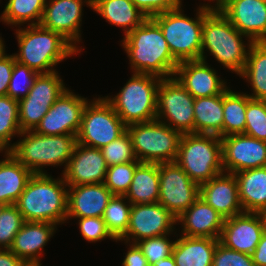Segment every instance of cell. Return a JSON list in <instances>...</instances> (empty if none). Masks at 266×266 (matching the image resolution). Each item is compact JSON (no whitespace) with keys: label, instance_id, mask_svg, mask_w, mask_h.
I'll list each match as a JSON object with an SVG mask.
<instances>
[{"label":"cell","instance_id":"8992f818","mask_svg":"<svg viewBox=\"0 0 266 266\" xmlns=\"http://www.w3.org/2000/svg\"><path fill=\"white\" fill-rule=\"evenodd\" d=\"M19 141L9 152L34 174H47L44 166H64L70 160L77 143L75 135H42L33 130L22 131Z\"/></svg>","mask_w":266,"mask_h":266},{"label":"cell","instance_id":"7402d4cb","mask_svg":"<svg viewBox=\"0 0 266 266\" xmlns=\"http://www.w3.org/2000/svg\"><path fill=\"white\" fill-rule=\"evenodd\" d=\"M113 196L104 183L68 186L66 219L103 217Z\"/></svg>","mask_w":266,"mask_h":266},{"label":"cell","instance_id":"bcb514c9","mask_svg":"<svg viewBox=\"0 0 266 266\" xmlns=\"http://www.w3.org/2000/svg\"><path fill=\"white\" fill-rule=\"evenodd\" d=\"M132 2L147 18L175 9L182 4V0H132Z\"/></svg>","mask_w":266,"mask_h":266},{"label":"cell","instance_id":"9f6ffc18","mask_svg":"<svg viewBox=\"0 0 266 266\" xmlns=\"http://www.w3.org/2000/svg\"><path fill=\"white\" fill-rule=\"evenodd\" d=\"M205 1V0H204ZM209 1V0H208ZM211 1V0H210ZM212 1H214L215 2V4H213V5H215L214 7H218L221 3H222V1L223 0H212Z\"/></svg>","mask_w":266,"mask_h":266},{"label":"cell","instance_id":"9a60e30c","mask_svg":"<svg viewBox=\"0 0 266 266\" xmlns=\"http://www.w3.org/2000/svg\"><path fill=\"white\" fill-rule=\"evenodd\" d=\"M92 9V0H46L40 26L61 34L79 52L83 5Z\"/></svg>","mask_w":266,"mask_h":266},{"label":"cell","instance_id":"f35d334b","mask_svg":"<svg viewBox=\"0 0 266 266\" xmlns=\"http://www.w3.org/2000/svg\"><path fill=\"white\" fill-rule=\"evenodd\" d=\"M244 134L266 141V100L250 99L247 102Z\"/></svg>","mask_w":266,"mask_h":266},{"label":"cell","instance_id":"6f0895ef","mask_svg":"<svg viewBox=\"0 0 266 266\" xmlns=\"http://www.w3.org/2000/svg\"><path fill=\"white\" fill-rule=\"evenodd\" d=\"M7 205L3 202H0V214L2 213V211L4 210V208L6 207Z\"/></svg>","mask_w":266,"mask_h":266},{"label":"cell","instance_id":"c3c4849f","mask_svg":"<svg viewBox=\"0 0 266 266\" xmlns=\"http://www.w3.org/2000/svg\"><path fill=\"white\" fill-rule=\"evenodd\" d=\"M129 244L122 266H149L147 259L136 244Z\"/></svg>","mask_w":266,"mask_h":266},{"label":"cell","instance_id":"44dd1931","mask_svg":"<svg viewBox=\"0 0 266 266\" xmlns=\"http://www.w3.org/2000/svg\"><path fill=\"white\" fill-rule=\"evenodd\" d=\"M201 197L225 219L243 213L234 174L221 173L200 185Z\"/></svg>","mask_w":266,"mask_h":266},{"label":"cell","instance_id":"f1b7e54d","mask_svg":"<svg viewBox=\"0 0 266 266\" xmlns=\"http://www.w3.org/2000/svg\"><path fill=\"white\" fill-rule=\"evenodd\" d=\"M159 185V164L140 163L124 196L132 205L158 203Z\"/></svg>","mask_w":266,"mask_h":266},{"label":"cell","instance_id":"7dc6e473","mask_svg":"<svg viewBox=\"0 0 266 266\" xmlns=\"http://www.w3.org/2000/svg\"><path fill=\"white\" fill-rule=\"evenodd\" d=\"M15 61L14 54L5 53L0 57V96L7 95Z\"/></svg>","mask_w":266,"mask_h":266},{"label":"cell","instance_id":"ffe728a7","mask_svg":"<svg viewBox=\"0 0 266 266\" xmlns=\"http://www.w3.org/2000/svg\"><path fill=\"white\" fill-rule=\"evenodd\" d=\"M174 77L194 98L220 95L228 88L227 82L218 76L217 70L212 69L207 61L180 62Z\"/></svg>","mask_w":266,"mask_h":266},{"label":"cell","instance_id":"9c48e42d","mask_svg":"<svg viewBox=\"0 0 266 266\" xmlns=\"http://www.w3.org/2000/svg\"><path fill=\"white\" fill-rule=\"evenodd\" d=\"M141 163L175 162L182 134L158 120L126 126Z\"/></svg>","mask_w":266,"mask_h":266},{"label":"cell","instance_id":"4fadbf2b","mask_svg":"<svg viewBox=\"0 0 266 266\" xmlns=\"http://www.w3.org/2000/svg\"><path fill=\"white\" fill-rule=\"evenodd\" d=\"M175 225L176 217L160 203L132 205L128 229L118 241L135 244L142 239L173 234Z\"/></svg>","mask_w":266,"mask_h":266},{"label":"cell","instance_id":"f5cc1de1","mask_svg":"<svg viewBox=\"0 0 266 266\" xmlns=\"http://www.w3.org/2000/svg\"><path fill=\"white\" fill-rule=\"evenodd\" d=\"M260 218H261V221H262V225H263V228H264V231L266 232V207H264L263 209H261L259 212H258Z\"/></svg>","mask_w":266,"mask_h":266},{"label":"cell","instance_id":"816d5d0a","mask_svg":"<svg viewBox=\"0 0 266 266\" xmlns=\"http://www.w3.org/2000/svg\"><path fill=\"white\" fill-rule=\"evenodd\" d=\"M153 266H176L174 258L172 255L168 256L167 258L161 259Z\"/></svg>","mask_w":266,"mask_h":266},{"label":"cell","instance_id":"7bdbcfd3","mask_svg":"<svg viewBox=\"0 0 266 266\" xmlns=\"http://www.w3.org/2000/svg\"><path fill=\"white\" fill-rule=\"evenodd\" d=\"M21 131L34 130L55 102L18 101Z\"/></svg>","mask_w":266,"mask_h":266},{"label":"cell","instance_id":"e575fe53","mask_svg":"<svg viewBox=\"0 0 266 266\" xmlns=\"http://www.w3.org/2000/svg\"><path fill=\"white\" fill-rule=\"evenodd\" d=\"M58 71L40 73L27 96L19 101L56 102L67 89Z\"/></svg>","mask_w":266,"mask_h":266},{"label":"cell","instance_id":"52a82bcc","mask_svg":"<svg viewBox=\"0 0 266 266\" xmlns=\"http://www.w3.org/2000/svg\"><path fill=\"white\" fill-rule=\"evenodd\" d=\"M114 97H104L128 126L156 120L157 90L162 78L143 73H133Z\"/></svg>","mask_w":266,"mask_h":266},{"label":"cell","instance_id":"7a4b0ae2","mask_svg":"<svg viewBox=\"0 0 266 266\" xmlns=\"http://www.w3.org/2000/svg\"><path fill=\"white\" fill-rule=\"evenodd\" d=\"M67 199L68 186L62 175L55 179L33 174L15 205L25 221L59 225L67 222Z\"/></svg>","mask_w":266,"mask_h":266},{"label":"cell","instance_id":"30bf717a","mask_svg":"<svg viewBox=\"0 0 266 266\" xmlns=\"http://www.w3.org/2000/svg\"><path fill=\"white\" fill-rule=\"evenodd\" d=\"M126 131V125L104 98H94L84 107L77 143L101 149Z\"/></svg>","mask_w":266,"mask_h":266},{"label":"cell","instance_id":"681fc988","mask_svg":"<svg viewBox=\"0 0 266 266\" xmlns=\"http://www.w3.org/2000/svg\"><path fill=\"white\" fill-rule=\"evenodd\" d=\"M255 266H266V232L261 237L256 249L252 253Z\"/></svg>","mask_w":266,"mask_h":266},{"label":"cell","instance_id":"3957f363","mask_svg":"<svg viewBox=\"0 0 266 266\" xmlns=\"http://www.w3.org/2000/svg\"><path fill=\"white\" fill-rule=\"evenodd\" d=\"M243 37H246L245 44ZM252 41L241 34L229 19L214 7L203 20L201 60L206 62L205 51L232 73L240 75L245 67ZM248 45V46H246Z\"/></svg>","mask_w":266,"mask_h":266},{"label":"cell","instance_id":"8d00e7d4","mask_svg":"<svg viewBox=\"0 0 266 266\" xmlns=\"http://www.w3.org/2000/svg\"><path fill=\"white\" fill-rule=\"evenodd\" d=\"M141 162L139 160L109 166L104 181L105 186L114 194L124 196L133 179L136 167Z\"/></svg>","mask_w":266,"mask_h":266},{"label":"cell","instance_id":"74e56055","mask_svg":"<svg viewBox=\"0 0 266 266\" xmlns=\"http://www.w3.org/2000/svg\"><path fill=\"white\" fill-rule=\"evenodd\" d=\"M100 150L108 167L138 160L127 130Z\"/></svg>","mask_w":266,"mask_h":266},{"label":"cell","instance_id":"1f68e13d","mask_svg":"<svg viewBox=\"0 0 266 266\" xmlns=\"http://www.w3.org/2000/svg\"><path fill=\"white\" fill-rule=\"evenodd\" d=\"M247 93L235 92L228 88L223 92V137L244 134L246 125Z\"/></svg>","mask_w":266,"mask_h":266},{"label":"cell","instance_id":"d6a6232c","mask_svg":"<svg viewBox=\"0 0 266 266\" xmlns=\"http://www.w3.org/2000/svg\"><path fill=\"white\" fill-rule=\"evenodd\" d=\"M46 0H8L1 14L0 21L7 25H39Z\"/></svg>","mask_w":266,"mask_h":266},{"label":"cell","instance_id":"d4e9b609","mask_svg":"<svg viewBox=\"0 0 266 266\" xmlns=\"http://www.w3.org/2000/svg\"><path fill=\"white\" fill-rule=\"evenodd\" d=\"M218 242L219 239L186 237L180 234L172 249L176 266H212Z\"/></svg>","mask_w":266,"mask_h":266},{"label":"cell","instance_id":"e0dca14e","mask_svg":"<svg viewBox=\"0 0 266 266\" xmlns=\"http://www.w3.org/2000/svg\"><path fill=\"white\" fill-rule=\"evenodd\" d=\"M218 8L252 42H266V1L223 0Z\"/></svg>","mask_w":266,"mask_h":266},{"label":"cell","instance_id":"d590c367","mask_svg":"<svg viewBox=\"0 0 266 266\" xmlns=\"http://www.w3.org/2000/svg\"><path fill=\"white\" fill-rule=\"evenodd\" d=\"M131 208L130 201L119 195H114L105 208L103 221L116 239H120L128 229Z\"/></svg>","mask_w":266,"mask_h":266},{"label":"cell","instance_id":"f546056e","mask_svg":"<svg viewBox=\"0 0 266 266\" xmlns=\"http://www.w3.org/2000/svg\"><path fill=\"white\" fill-rule=\"evenodd\" d=\"M194 133L223 137V93L195 98Z\"/></svg>","mask_w":266,"mask_h":266},{"label":"cell","instance_id":"836d02e7","mask_svg":"<svg viewBox=\"0 0 266 266\" xmlns=\"http://www.w3.org/2000/svg\"><path fill=\"white\" fill-rule=\"evenodd\" d=\"M19 124V103L8 95L0 96V146L9 151L12 138L21 134Z\"/></svg>","mask_w":266,"mask_h":266},{"label":"cell","instance_id":"b9f144b4","mask_svg":"<svg viewBox=\"0 0 266 266\" xmlns=\"http://www.w3.org/2000/svg\"><path fill=\"white\" fill-rule=\"evenodd\" d=\"M169 235L171 234L146 238L135 243L144 254L149 266L172 255L175 241L170 240Z\"/></svg>","mask_w":266,"mask_h":266},{"label":"cell","instance_id":"680465c9","mask_svg":"<svg viewBox=\"0 0 266 266\" xmlns=\"http://www.w3.org/2000/svg\"><path fill=\"white\" fill-rule=\"evenodd\" d=\"M6 152L1 146H0V152L3 153V152Z\"/></svg>","mask_w":266,"mask_h":266},{"label":"cell","instance_id":"5bb4252c","mask_svg":"<svg viewBox=\"0 0 266 266\" xmlns=\"http://www.w3.org/2000/svg\"><path fill=\"white\" fill-rule=\"evenodd\" d=\"M87 102V98L67 88L33 131L42 135L77 136Z\"/></svg>","mask_w":266,"mask_h":266},{"label":"cell","instance_id":"4316f807","mask_svg":"<svg viewBox=\"0 0 266 266\" xmlns=\"http://www.w3.org/2000/svg\"><path fill=\"white\" fill-rule=\"evenodd\" d=\"M244 212L258 213L266 207V166L234 174Z\"/></svg>","mask_w":266,"mask_h":266},{"label":"cell","instance_id":"8fae6325","mask_svg":"<svg viewBox=\"0 0 266 266\" xmlns=\"http://www.w3.org/2000/svg\"><path fill=\"white\" fill-rule=\"evenodd\" d=\"M194 101L175 77L164 78L157 90L156 120L181 134L194 133Z\"/></svg>","mask_w":266,"mask_h":266},{"label":"cell","instance_id":"11a10c76","mask_svg":"<svg viewBox=\"0 0 266 266\" xmlns=\"http://www.w3.org/2000/svg\"><path fill=\"white\" fill-rule=\"evenodd\" d=\"M5 54V44L4 40H2V37L0 36V57Z\"/></svg>","mask_w":266,"mask_h":266},{"label":"cell","instance_id":"db71d44e","mask_svg":"<svg viewBox=\"0 0 266 266\" xmlns=\"http://www.w3.org/2000/svg\"><path fill=\"white\" fill-rule=\"evenodd\" d=\"M40 261H22V263L20 264V266H41L42 263L40 264Z\"/></svg>","mask_w":266,"mask_h":266},{"label":"cell","instance_id":"d6986e66","mask_svg":"<svg viewBox=\"0 0 266 266\" xmlns=\"http://www.w3.org/2000/svg\"><path fill=\"white\" fill-rule=\"evenodd\" d=\"M264 232L258 213L243 212L225 219L219 242L229 249L252 255Z\"/></svg>","mask_w":266,"mask_h":266},{"label":"cell","instance_id":"ee69618b","mask_svg":"<svg viewBox=\"0 0 266 266\" xmlns=\"http://www.w3.org/2000/svg\"><path fill=\"white\" fill-rule=\"evenodd\" d=\"M79 222V231L81 236L88 242H98L109 238L118 241L107 229L106 223L102 217L74 218Z\"/></svg>","mask_w":266,"mask_h":266},{"label":"cell","instance_id":"83f0119b","mask_svg":"<svg viewBox=\"0 0 266 266\" xmlns=\"http://www.w3.org/2000/svg\"><path fill=\"white\" fill-rule=\"evenodd\" d=\"M92 9L106 22L123 28L125 35L147 19L132 0H92Z\"/></svg>","mask_w":266,"mask_h":266},{"label":"cell","instance_id":"ab89813d","mask_svg":"<svg viewBox=\"0 0 266 266\" xmlns=\"http://www.w3.org/2000/svg\"><path fill=\"white\" fill-rule=\"evenodd\" d=\"M25 220L17 206L7 205L0 214V249H10Z\"/></svg>","mask_w":266,"mask_h":266},{"label":"cell","instance_id":"484cf974","mask_svg":"<svg viewBox=\"0 0 266 266\" xmlns=\"http://www.w3.org/2000/svg\"><path fill=\"white\" fill-rule=\"evenodd\" d=\"M0 160V202L14 205L24 191L33 172L24 167L9 151Z\"/></svg>","mask_w":266,"mask_h":266},{"label":"cell","instance_id":"603a6c76","mask_svg":"<svg viewBox=\"0 0 266 266\" xmlns=\"http://www.w3.org/2000/svg\"><path fill=\"white\" fill-rule=\"evenodd\" d=\"M225 218L199 197L186 211L176 218L186 237H206L219 239Z\"/></svg>","mask_w":266,"mask_h":266},{"label":"cell","instance_id":"6da1fadb","mask_svg":"<svg viewBox=\"0 0 266 266\" xmlns=\"http://www.w3.org/2000/svg\"><path fill=\"white\" fill-rule=\"evenodd\" d=\"M121 42L132 73L151 74L162 79L174 77L179 62L172 56L159 25L152 18L127 33Z\"/></svg>","mask_w":266,"mask_h":266},{"label":"cell","instance_id":"f907efd6","mask_svg":"<svg viewBox=\"0 0 266 266\" xmlns=\"http://www.w3.org/2000/svg\"><path fill=\"white\" fill-rule=\"evenodd\" d=\"M22 261L10 249H0V266H20Z\"/></svg>","mask_w":266,"mask_h":266},{"label":"cell","instance_id":"277c9868","mask_svg":"<svg viewBox=\"0 0 266 266\" xmlns=\"http://www.w3.org/2000/svg\"><path fill=\"white\" fill-rule=\"evenodd\" d=\"M19 52L14 53L18 63L40 73H51L64 59L80 52L61 34L40 25H27L16 30Z\"/></svg>","mask_w":266,"mask_h":266},{"label":"cell","instance_id":"2e32d148","mask_svg":"<svg viewBox=\"0 0 266 266\" xmlns=\"http://www.w3.org/2000/svg\"><path fill=\"white\" fill-rule=\"evenodd\" d=\"M222 166L225 173L235 174L266 166V141L233 134L221 138Z\"/></svg>","mask_w":266,"mask_h":266},{"label":"cell","instance_id":"5b68a950","mask_svg":"<svg viewBox=\"0 0 266 266\" xmlns=\"http://www.w3.org/2000/svg\"><path fill=\"white\" fill-rule=\"evenodd\" d=\"M182 7L181 4L151 18L159 25L172 56L179 63L201 60L203 20L214 6L208 3L200 5L195 19L183 14Z\"/></svg>","mask_w":266,"mask_h":266},{"label":"cell","instance_id":"4dcf8cb0","mask_svg":"<svg viewBox=\"0 0 266 266\" xmlns=\"http://www.w3.org/2000/svg\"><path fill=\"white\" fill-rule=\"evenodd\" d=\"M240 76L252 86L251 99L266 100V42H252Z\"/></svg>","mask_w":266,"mask_h":266},{"label":"cell","instance_id":"7c38bea8","mask_svg":"<svg viewBox=\"0 0 266 266\" xmlns=\"http://www.w3.org/2000/svg\"><path fill=\"white\" fill-rule=\"evenodd\" d=\"M159 200L176 218L198 198L200 186L176 162L159 163Z\"/></svg>","mask_w":266,"mask_h":266},{"label":"cell","instance_id":"60d3db41","mask_svg":"<svg viewBox=\"0 0 266 266\" xmlns=\"http://www.w3.org/2000/svg\"><path fill=\"white\" fill-rule=\"evenodd\" d=\"M38 74L37 71L15 61L7 95L17 101L25 98Z\"/></svg>","mask_w":266,"mask_h":266},{"label":"cell","instance_id":"cb8c5ba5","mask_svg":"<svg viewBox=\"0 0 266 266\" xmlns=\"http://www.w3.org/2000/svg\"><path fill=\"white\" fill-rule=\"evenodd\" d=\"M56 230L57 225L53 223L25 221L10 250L23 261H41L42 250Z\"/></svg>","mask_w":266,"mask_h":266},{"label":"cell","instance_id":"ba28073f","mask_svg":"<svg viewBox=\"0 0 266 266\" xmlns=\"http://www.w3.org/2000/svg\"><path fill=\"white\" fill-rule=\"evenodd\" d=\"M175 162L199 186L223 173L218 135L182 134Z\"/></svg>","mask_w":266,"mask_h":266},{"label":"cell","instance_id":"ac0fdd59","mask_svg":"<svg viewBox=\"0 0 266 266\" xmlns=\"http://www.w3.org/2000/svg\"><path fill=\"white\" fill-rule=\"evenodd\" d=\"M108 166L100 149L76 143L63 179L67 186L104 183Z\"/></svg>","mask_w":266,"mask_h":266},{"label":"cell","instance_id":"f6af8a7d","mask_svg":"<svg viewBox=\"0 0 266 266\" xmlns=\"http://www.w3.org/2000/svg\"><path fill=\"white\" fill-rule=\"evenodd\" d=\"M212 266H255L252 255L241 253L217 243Z\"/></svg>","mask_w":266,"mask_h":266}]
</instances>
